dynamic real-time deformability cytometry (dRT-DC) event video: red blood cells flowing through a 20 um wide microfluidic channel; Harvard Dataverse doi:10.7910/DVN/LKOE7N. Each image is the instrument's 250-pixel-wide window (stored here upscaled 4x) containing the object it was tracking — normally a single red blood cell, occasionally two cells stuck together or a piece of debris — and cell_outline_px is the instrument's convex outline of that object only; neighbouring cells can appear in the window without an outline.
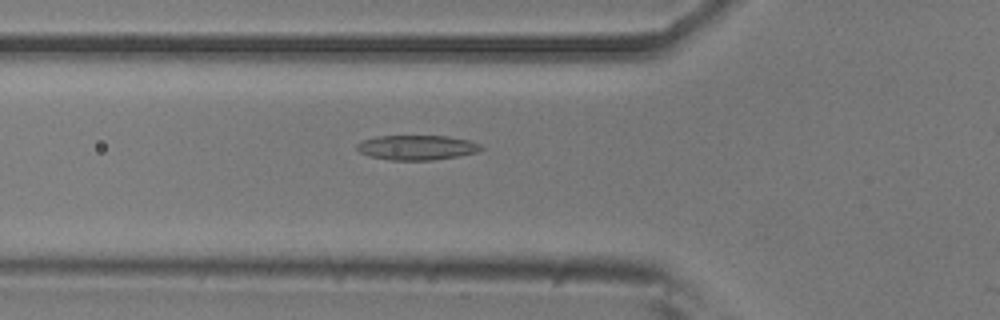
{"species": "common noctule bat (a hibernating species)", "species_latin": "Nyctalus noctula", "temperature_condition": "room temperature", "stored_images_in_passage": 3, "camera_frame_rate_fps": 3000, "um_per_image_px": 0.085, "animal": {"sex": "male", "body_mass_g": 20.5, "forearm_length_mm": 52.5}, "frame": {"image": 1, "passage_image": 2, "time_ms": 0.333, "image_size_px": [1000, 320], "cell_outline_px": [[484, 148], [480, 152], [460, 156], [432, 160], [388, 160], [368, 156], [360, 152], [356, 148], [356, 144], [360, 140], [376, 136], [448, 136], [472, 140], [480, 144]], "centroid_in_image_um": [35.45, 12.54], "position_along_channel_um": 90.3, "area_um2": 18.32}}